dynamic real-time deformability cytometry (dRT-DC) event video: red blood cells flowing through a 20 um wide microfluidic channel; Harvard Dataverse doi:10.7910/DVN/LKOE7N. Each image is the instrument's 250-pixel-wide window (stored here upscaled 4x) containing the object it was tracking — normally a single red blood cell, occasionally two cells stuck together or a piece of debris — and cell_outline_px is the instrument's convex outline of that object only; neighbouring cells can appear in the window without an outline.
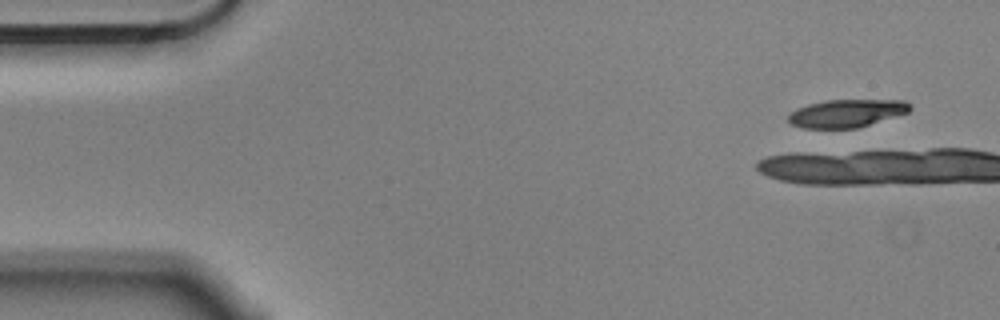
{"species": "Egyptian fruit bat (a non-hibernating species)", "species_latin": "Rousettus aegyptiacus", "temperature_condition": "cold", "stored_images_in_passage": 6, "segment_of_instrument_passage": [2, 2], "camera_frame_rate_fps": 3000, "um_per_image_px": 0.085, "animal": {"sex": "male"}, "frame": {"image": 1, "passage_image": 6, "time_ms": 1.667, "image_size_px": [1000, 320], "cell_outline_px": [[912, 108], [908, 112], [856, 128], [804, 128], [792, 124], [788, 120], [788, 116], [796, 108], [808, 104], [824, 100], [904, 100]], "centroid_in_image_um": [71.93, 9.62], "position_along_channel_um": 13.1, "area_um2": 19.54}}